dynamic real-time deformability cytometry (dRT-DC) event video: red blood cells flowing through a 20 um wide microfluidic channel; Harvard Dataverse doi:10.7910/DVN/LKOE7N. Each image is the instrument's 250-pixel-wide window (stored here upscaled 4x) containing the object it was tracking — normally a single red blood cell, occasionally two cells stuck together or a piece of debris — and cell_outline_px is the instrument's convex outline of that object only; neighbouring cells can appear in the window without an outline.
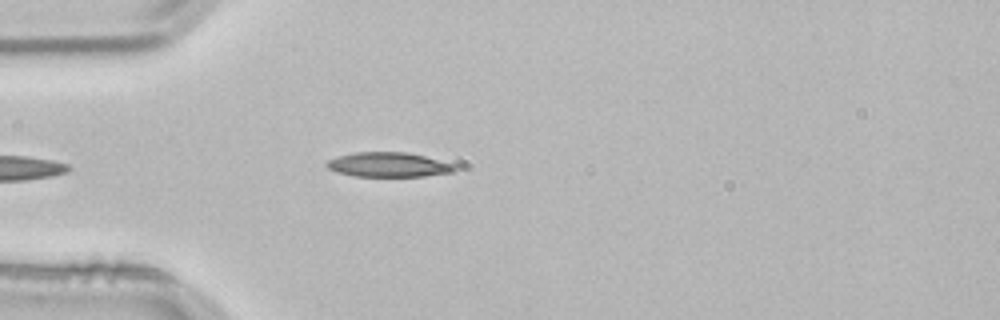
{"species": "common noctule bat (a hibernating species)", "species_latin": "Nyctalus noctula", "temperature_condition": "room temperature", "stored_images_in_passage": 41, "camera_frame_rate_fps": 3000, "um_per_image_px": 0.085, "animal": {"sex": "male", "body_mass_g": 21.5, "forearm_length_mm": 52.0}, "frame": {"image": 1, "passage_image": 3, "time_ms": 0.667, "image_size_px": [1000, 320], "cell_outline_px": [[456, 168], [452, 172], [424, 176], [356, 176], [336, 172], [328, 168], [324, 164], [328, 160], [340, 156], [356, 152], [408, 152], [456, 164]], "centroid_in_image_um": [33.03, 13.99], "position_along_channel_um": 52.0, "area_um2": 18.26}}
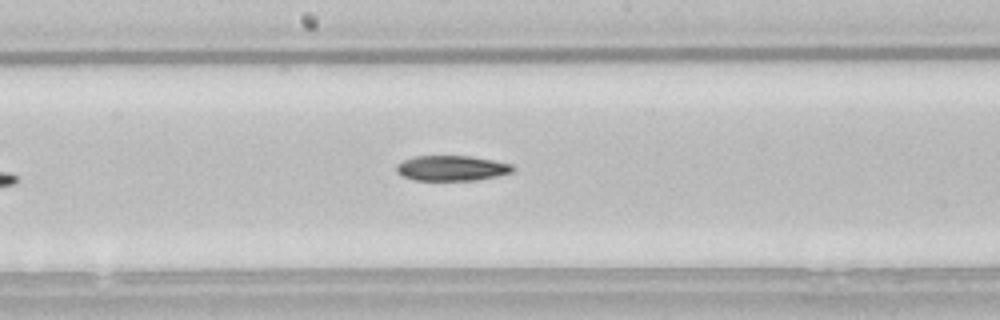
{"frame": {"image": 2, "passage_image": 16, "time_ms": 5.0, "image_size_px": [1000, 320], "cell_outline_px": [[516, 168], [512, 172], [496, 176], [472, 180], [416, 180], [404, 176], [396, 172], [396, 164], [412, 156], [472, 156], [512, 164]], "centroid_in_image_um": [38.39, 14.28], "position_along_channel_um": 209.8, "area_um2": 17.05}}
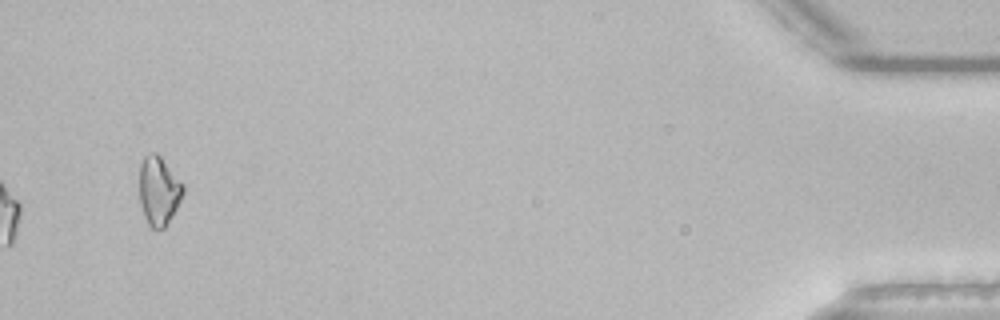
{"frame": {"image": 3, "passage_image": 39, "time_ms": 12.667, "image_size_px": [1000, 320], "cell_outline_px": [[184, 192], [176, 208], [164, 228], [152, 228], [148, 224], [144, 216], [140, 204], [140, 164], [144, 156], [152, 152], [156, 152], [160, 156], [184, 184]], "centroid_in_image_um": [13.49, 16.19], "position_along_channel_um": 421.7, "area_um2": 17.34}, "authors_computed_cell_mechanics": {"area_um2": 17.3978, "velocity_mm_per_s": 3.8503, "shape_relaxation_time_tau1_ms": 6.3811, "shape_relaxation_time_tau2_ms": null, "deformation_change_tau1": 0.1344, "deformation_change_tau2": null}}